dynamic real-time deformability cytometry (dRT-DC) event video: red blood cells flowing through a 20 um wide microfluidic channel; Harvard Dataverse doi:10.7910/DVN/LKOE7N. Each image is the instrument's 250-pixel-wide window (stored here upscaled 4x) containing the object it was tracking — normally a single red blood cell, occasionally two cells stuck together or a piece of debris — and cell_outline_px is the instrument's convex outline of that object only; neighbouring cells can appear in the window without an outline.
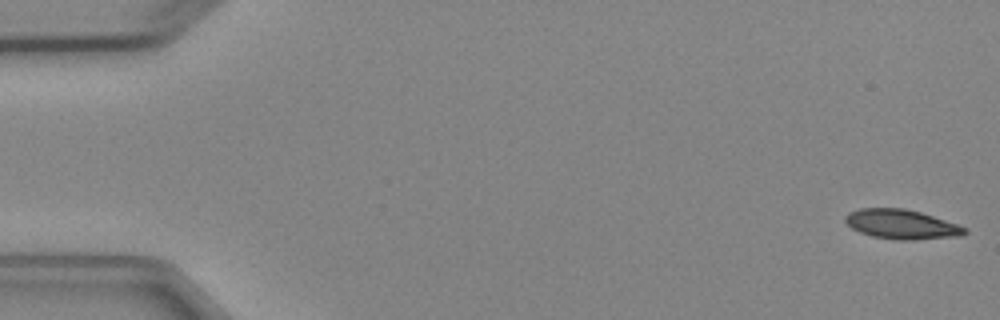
{"species": "Egyptian fruit bat (a non-hibernating species)", "species_latin": "Rousettus aegyptiacus", "temperature_condition": "cold", "stored_images_in_passage": 5, "camera_frame_rate_fps": 3000, "um_per_image_px": 0.085, "animal": {"sex": "female"}, "frame": {"image": 1, "passage_image": 1, "time_ms": 0.0, "image_size_px": [1000, 320], "cell_outline_px": [[968, 232], [960, 236], [912, 240], [896, 240], [872, 236], [860, 232], [852, 228], [844, 220], [844, 216], [848, 212], [860, 208], [904, 208], [920, 212], [956, 224], [964, 228]], "centroid_in_image_um": [76.58, 19.06], "position_along_channel_um": 8.4, "area_um2": 20.4}}
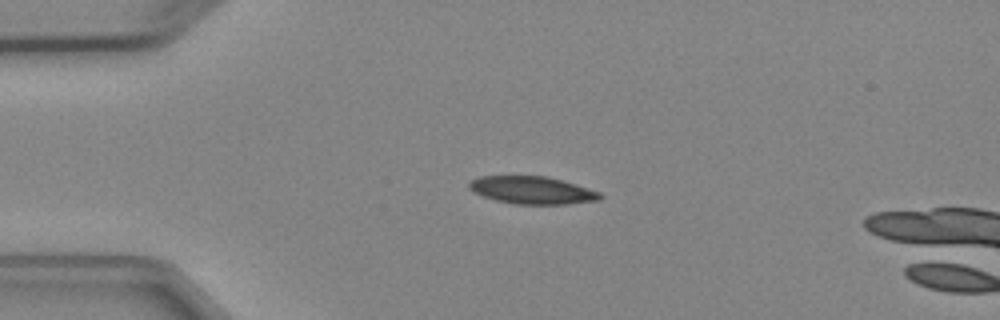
{"frame": {"image": 2, "passage_image": 4, "time_ms": 3.667, "image_size_px": [1000, 320], "cell_outline_px": [[604, 196], [600, 200], [568, 204], [512, 204], [496, 200], [472, 192], [468, 188], [468, 184], [472, 180], [480, 176], [548, 176], [576, 184], [600, 192]], "centroid_in_image_um": [45.25, 16.17], "position_along_channel_um": 39.8, "area_um2": 21.15}}